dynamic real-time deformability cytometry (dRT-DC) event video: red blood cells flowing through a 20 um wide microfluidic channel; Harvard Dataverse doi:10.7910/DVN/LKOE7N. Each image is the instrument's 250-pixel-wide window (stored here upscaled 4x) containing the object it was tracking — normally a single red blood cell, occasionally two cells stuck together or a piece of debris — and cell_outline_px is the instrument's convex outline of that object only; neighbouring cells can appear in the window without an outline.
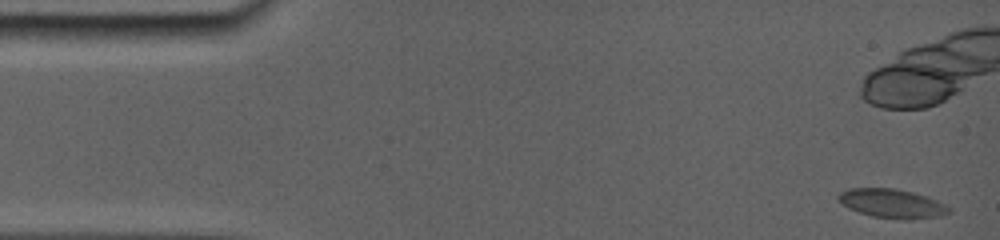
{"species": "common noctule bat (a hibernating species)", "species_latin": "Nyctalus noctula", "temperature_condition": "room temperature", "stored_images_in_passage": 16, "camera_frame_rate_fps": 5000, "um_per_image_px": 0.085, "animal": {"sex": "female", "body_mass_g": 19.0, "forearm_length_mm": 56.7}, "frame": {"image": 1, "passage_image": 3, "time_ms": 0.4, "image_size_px": [1000, 240], "cell_outline_px": [[952, 212], [940, 216], [912, 220], [900, 220], [872, 216], [848, 208], [836, 200], [836, 196], [840, 192], [852, 188], [892, 188], [928, 196], [952, 208]], "centroid_in_image_um": [75.83, 17.31], "position_along_channel_um": 9.2, "area_um2": 18.9}}